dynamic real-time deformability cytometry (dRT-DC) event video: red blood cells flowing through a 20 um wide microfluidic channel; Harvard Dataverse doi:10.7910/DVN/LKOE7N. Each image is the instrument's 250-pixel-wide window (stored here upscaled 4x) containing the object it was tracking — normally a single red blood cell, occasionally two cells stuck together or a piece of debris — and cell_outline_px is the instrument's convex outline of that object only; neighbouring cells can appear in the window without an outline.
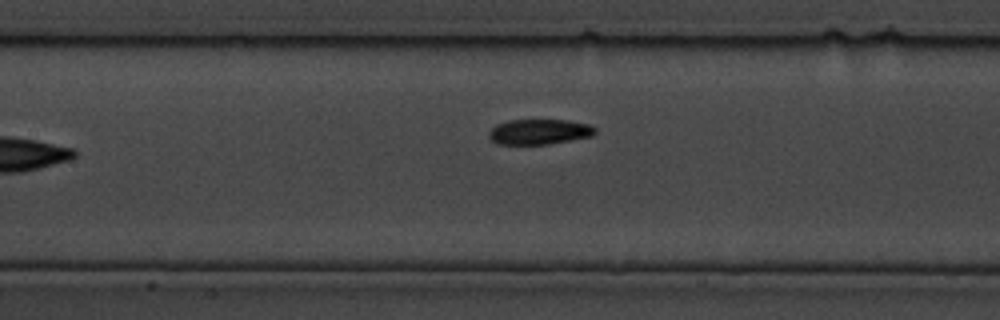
{"species": "common noctule bat (a hibernating species)", "species_latin": "Nyctalus noctula", "temperature_condition": "cold", "stored_images_in_passage": 10, "camera_frame_rate_fps": 3000, "um_per_image_px": 0.085, "animal": {"sex": "male", "body_mass_g": 19.5, "forearm_length_mm": 54.6}, "frame": {"image": 1, "passage_image": 10, "time_ms": 3.0, "image_size_px": [1000, 320], "cell_outline_px": [[596, 132], [592, 136], [548, 144], [496, 144], [488, 136], [488, 132], [496, 124], [508, 120], [568, 120], [588, 124], [596, 128]], "centroid_in_image_um": [45.82, 11.2], "position_along_channel_um": 161.6, "area_um2": 15.66}}